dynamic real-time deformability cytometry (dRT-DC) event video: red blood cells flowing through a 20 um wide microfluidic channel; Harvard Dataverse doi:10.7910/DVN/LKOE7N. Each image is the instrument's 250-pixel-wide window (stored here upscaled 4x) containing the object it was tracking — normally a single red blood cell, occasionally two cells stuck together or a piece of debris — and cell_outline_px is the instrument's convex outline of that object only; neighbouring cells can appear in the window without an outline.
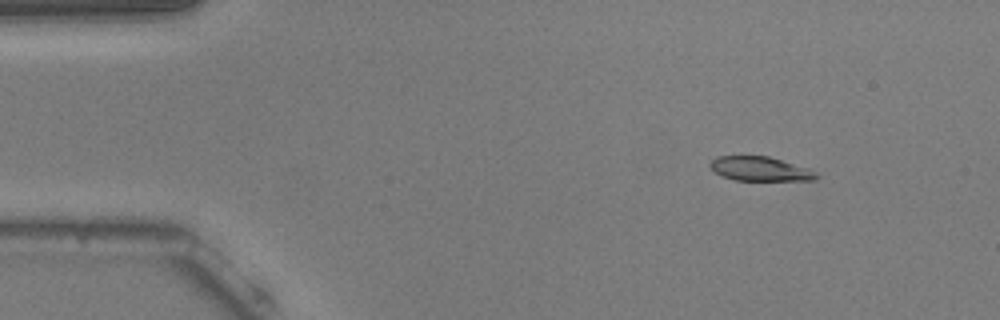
{"species": "common noctule bat (a hibernating species)", "species_latin": "Nyctalus noctula", "temperature_condition": "warm", "stored_images_in_passage": 53, "camera_frame_rate_fps": 3000, "um_per_image_px": 0.085, "animal": {"sex": "male", "body_mass_g": 20.5, "forearm_length_mm": 52.5}, "frame": {"image": 1, "passage_image": 6, "time_ms": 1.667, "image_size_px": [1000, 320], "cell_outline_px": [[820, 176], [816, 180], [736, 180], [720, 176], [708, 164], [716, 156], [768, 156], [808, 168], [816, 172]], "centroid_in_image_um": [64.61, 14.35], "position_along_channel_um": 20.4, "area_um2": 14.97}}
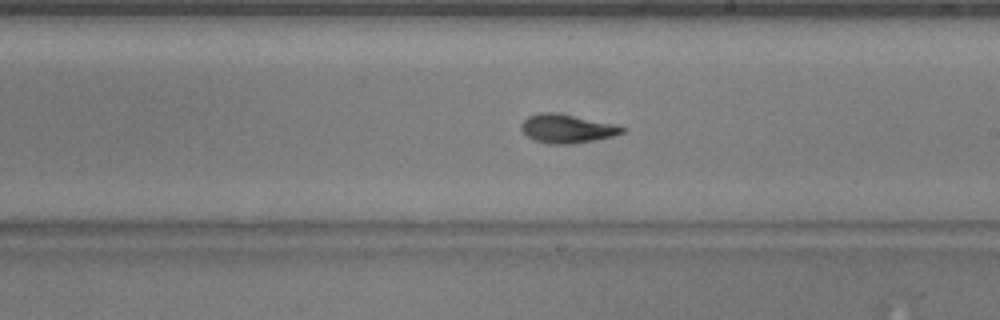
{"frame": {"image": 2, "passage_image": 30, "time_ms": 9.667, "image_size_px": [1000, 320], "cell_outline_px": [[628, 128], [624, 132], [612, 136], [596, 140], [572, 144], [548, 144], [532, 140], [520, 128], [520, 124], [528, 116], [540, 112], [552, 112], [616, 124]], "centroid_in_image_um": [48.19, 10.94], "position_along_channel_um": 240.8, "area_um2": 16.94}}
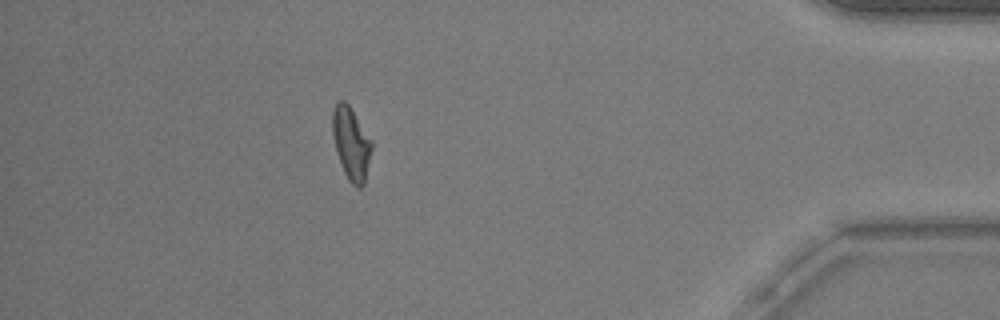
{"frame": {"image": 3, "passage_image": 47, "time_ms": 15.333, "image_size_px": [1000, 320], "cell_outline_px": [[372, 148], [364, 184], [360, 188], [356, 188], [348, 180], [340, 164], [332, 136], [332, 112], [336, 104], [340, 100], [344, 100], [348, 104], [372, 140]], "centroid_in_image_um": [29.84, 12.21], "position_along_channel_um": 405.4, "area_um2": 16.59}, "authors_computed_cell_mechanics": {"area_um2": 16.4152, "velocity_mm_per_s": 3.7682, "shape_relaxation_time_tau1_ms": 6.0038, "shape_relaxation_time_tau2_ms": 3.7738, "deformation_change_tau1": 0.2026, "deformation_change_tau2": 0.0935}}